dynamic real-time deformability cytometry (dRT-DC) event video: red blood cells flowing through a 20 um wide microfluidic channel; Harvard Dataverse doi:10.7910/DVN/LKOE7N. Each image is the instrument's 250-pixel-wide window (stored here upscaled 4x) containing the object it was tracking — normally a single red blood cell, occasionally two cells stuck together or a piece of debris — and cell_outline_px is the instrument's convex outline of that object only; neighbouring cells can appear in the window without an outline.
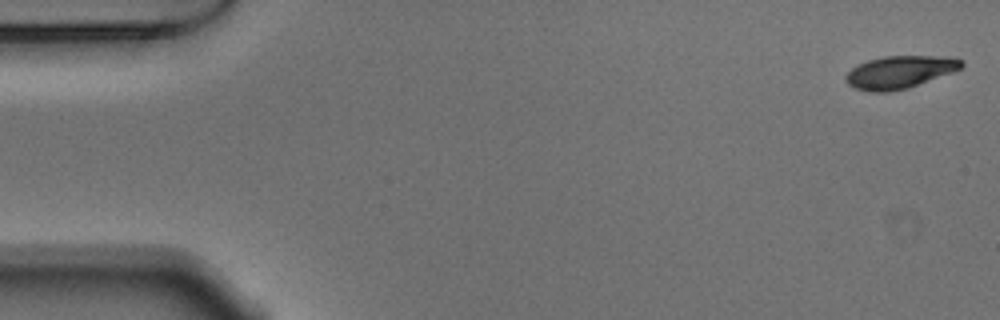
{"species": "Egyptian fruit bat (a non-hibernating species)", "species_latin": "Rousettus aegyptiacus", "temperature_condition": "warm", "stored_images_in_passage": 53, "camera_frame_rate_fps": 3000, "um_per_image_px": 0.085, "animal": {"sex": "male"}, "frame": {"image": 1, "passage_image": 1, "time_ms": 0.0, "image_size_px": [1000, 320], "cell_outline_px": [[964, 64], [960, 68], [952, 72], [908, 88], [888, 92], [868, 92], [856, 88], [848, 84], [844, 80], [844, 76], [856, 64], [868, 60], [884, 56], [948, 56], [964, 60]], "centroid_in_image_um": [76.45, 6.12], "position_along_channel_um": 8.5, "area_um2": 22.08}}
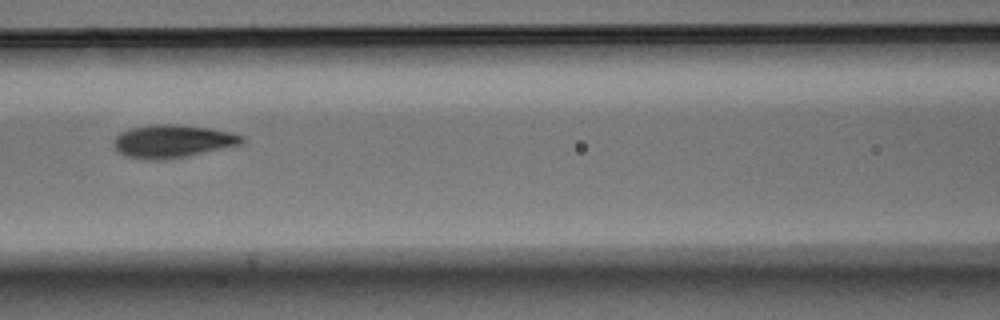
{"frame": {"image": 2, "passage_image": 23, "time_ms": 7.333, "image_size_px": [1000, 320], "cell_outline_px": [[244, 140], [240, 144], [188, 156], [164, 160], [144, 160], [124, 156], [112, 144], [112, 140], [120, 132], [132, 128], [152, 124], [176, 124], [212, 128], [232, 132], [244, 136]], "centroid_in_image_um": [14.64, 12.0], "position_along_channel_um": 152.0, "area_um2": 24.8}}
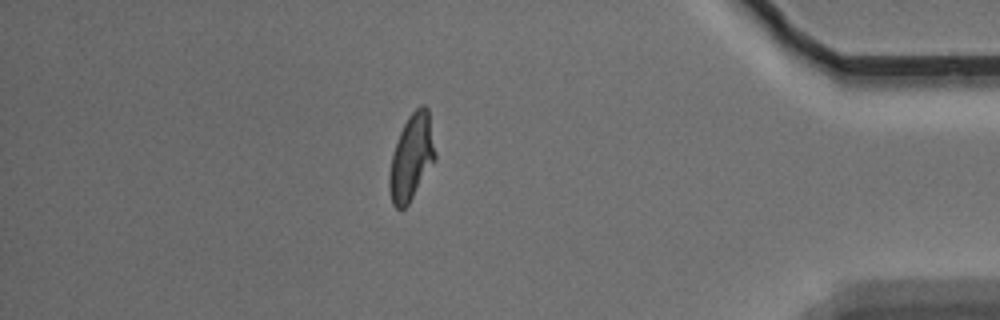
{"frame": {"image": 3, "passage_image": 46, "time_ms": 15.0, "image_size_px": [1000, 320], "cell_outline_px": [[436, 160], [408, 204], [404, 208], [396, 208], [392, 204], [388, 188], [388, 176], [392, 156], [400, 132], [408, 116], [420, 104], [424, 104], [428, 108], [436, 156]], "centroid_in_image_um": [34.98, 13.38], "position_along_channel_um": 400.2, "area_um2": 22.89}, "authors_computed_cell_mechanics": {"area_um2": 23.12, "velocity_mm_per_s": 3.7506, "shape_relaxation_time_tau1_ms": 4.888, "shape_relaxation_time_tau2_ms": 1.3405, "deformation_change_tau1": 0.1898, "deformation_change_tau2": 0.0641}}